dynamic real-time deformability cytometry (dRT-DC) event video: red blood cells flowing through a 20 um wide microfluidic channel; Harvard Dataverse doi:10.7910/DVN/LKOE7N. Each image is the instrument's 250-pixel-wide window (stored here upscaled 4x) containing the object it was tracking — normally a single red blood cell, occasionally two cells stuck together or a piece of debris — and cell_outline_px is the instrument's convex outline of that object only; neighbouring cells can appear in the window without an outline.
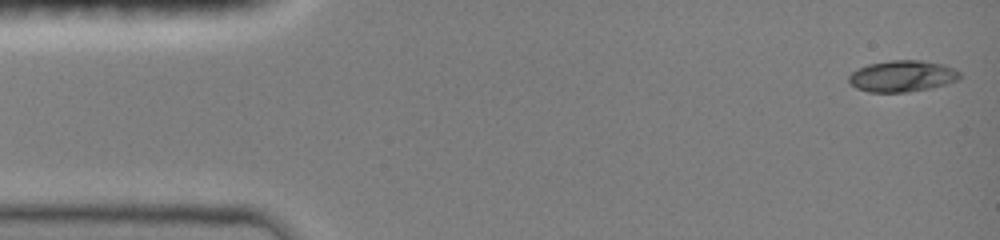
{"species": "common noctule bat (a hibernating species)", "species_latin": "Nyctalus noctula", "temperature_condition": "room temperature", "stored_images_in_passage": 47, "camera_frame_rate_fps": 3000, "um_per_image_px": 0.085, "animal": {"sex": "female", "body_mass_g": 19.0, "forearm_length_mm": 51.5}, "frame": {"image": 1, "passage_image": 1, "time_ms": 0.0, "image_size_px": [1000, 240], "cell_outline_px": [[960, 80], [948, 84], [932, 88], [908, 92], [868, 92], [856, 88], [848, 80], [848, 76], [856, 68], [868, 64], [892, 60], [920, 60], [944, 64], [960, 72]], "centroid_in_image_um": [76.7, 6.47], "position_along_channel_um": 8.3, "area_um2": 20.52}}
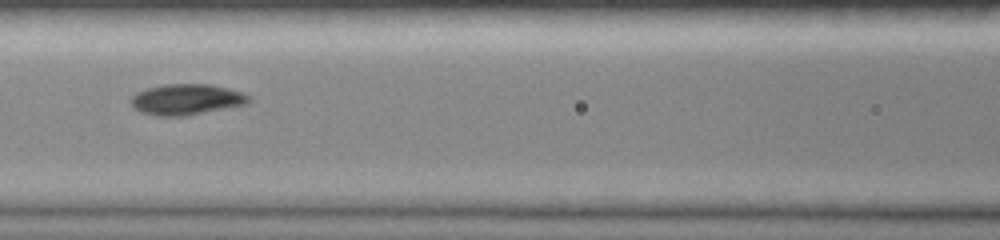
{"frame": {"image": 2, "passage_image": 20, "time_ms": 6.333, "image_size_px": [1000, 240], "cell_outline_px": [[252, 100], [248, 104], [188, 116], [156, 116], [140, 112], [132, 104], [132, 96], [136, 92], [148, 88], [164, 84], [208, 84], [228, 88], [240, 92], [248, 96]], "centroid_in_image_um": [15.87, 8.46], "position_along_channel_um": 150.7, "area_um2": 21.21}}
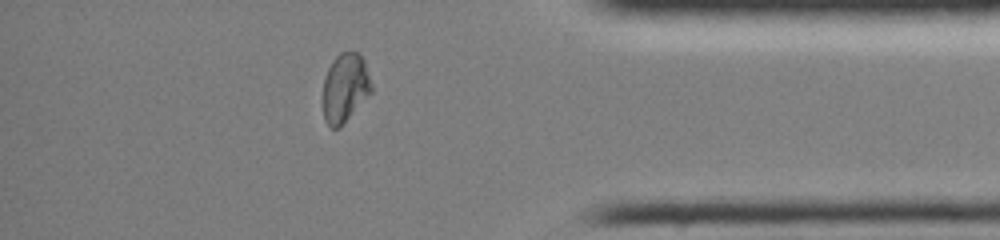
{"frame": {"image": 3, "passage_image": 40, "time_ms": 13.0, "image_size_px": [1000, 240], "cell_outline_px": [[372, 92], [340, 128], [332, 128], [324, 120], [324, 80], [328, 68], [332, 60], [340, 52], [360, 52], [364, 60], [372, 84]], "centroid_in_image_um": [29.35, 7.45], "position_along_channel_um": 405.9, "area_um2": 19.48}, "authors_computed_cell_mechanics": {"area_um2": 20.0566, "velocity_mm_per_s": 4.0472, "shape_relaxation_time_tau1_ms": 6.3854, "shape_relaxation_time_tau2_ms": 2.6421, "deformation_change_tau1": 0.2019, "deformation_change_tau2": 0.0359}}